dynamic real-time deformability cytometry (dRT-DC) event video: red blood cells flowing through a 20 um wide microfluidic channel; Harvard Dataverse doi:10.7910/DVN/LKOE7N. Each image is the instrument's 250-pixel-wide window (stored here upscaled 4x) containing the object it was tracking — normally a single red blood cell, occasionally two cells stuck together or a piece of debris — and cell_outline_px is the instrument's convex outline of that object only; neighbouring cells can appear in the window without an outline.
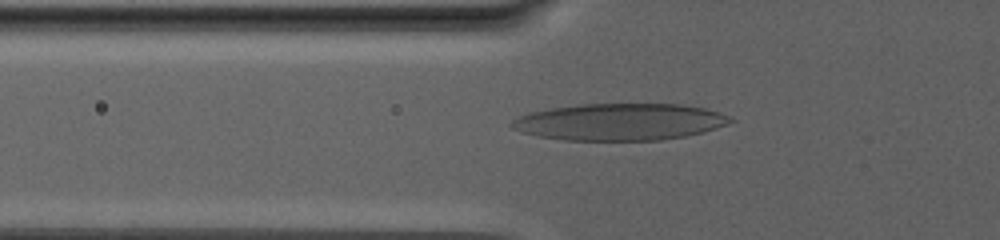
{"species": "human", "species_latin": "Homo sapiens", "temperature_condition": "warm", "stored_images_in_passage": 56, "camera_frame_rate_fps": 3000, "um_per_image_px": 0.085, "donor": {"sex": "male"}, "frame": {"image": 1, "passage_image": 2, "time_ms": 0.333, "image_size_px": [1000, 240], "cell_outline_px": [[736, 120], [728, 124], [704, 132], [684, 136], [660, 140], [564, 140], [540, 136], [524, 132], [512, 128], [508, 124], [516, 116], [528, 112], [548, 108], [576, 104], [680, 104], [704, 108], [728, 116]], "centroid_in_image_um": [52.64, 10.35], "position_along_channel_um": 73.2, "area_um2": 47.05}}
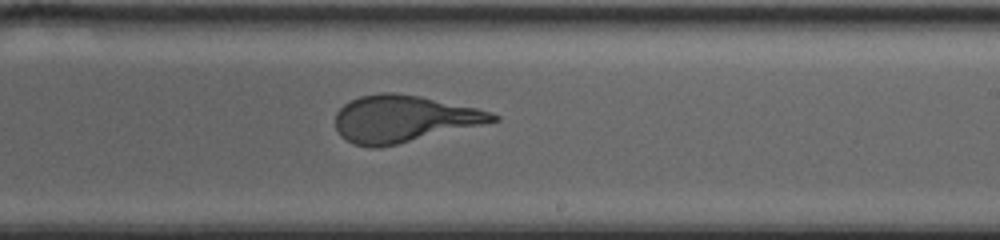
{"frame": {"image": 2, "passage_image": 25, "time_ms": 8.0, "image_size_px": [1000, 240], "cell_outline_px": [[500, 120], [380, 148], [368, 148], [352, 144], [340, 136], [336, 128], [336, 112], [344, 104], [360, 96], [380, 92], [396, 92], [420, 96], [476, 108], [492, 112], [500, 116]], "centroid_in_image_um": [34.27, 10.1], "position_along_channel_um": 254.7, "area_um2": 42.95}}
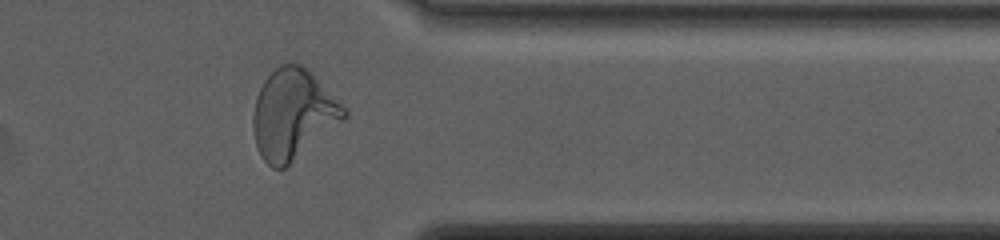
{"frame": {"image": 3, "passage_image": 42, "time_ms": 13.667, "image_size_px": [1000, 240], "cell_outline_px": [[348, 116], [284, 168], [272, 168], [260, 156], [256, 148], [252, 128], [252, 116], [256, 96], [264, 80], [280, 64], [300, 64], [348, 112]], "centroid_in_image_um": [24.83, 9.75], "position_along_channel_um": 386.6, "area_um2": 46.41}}